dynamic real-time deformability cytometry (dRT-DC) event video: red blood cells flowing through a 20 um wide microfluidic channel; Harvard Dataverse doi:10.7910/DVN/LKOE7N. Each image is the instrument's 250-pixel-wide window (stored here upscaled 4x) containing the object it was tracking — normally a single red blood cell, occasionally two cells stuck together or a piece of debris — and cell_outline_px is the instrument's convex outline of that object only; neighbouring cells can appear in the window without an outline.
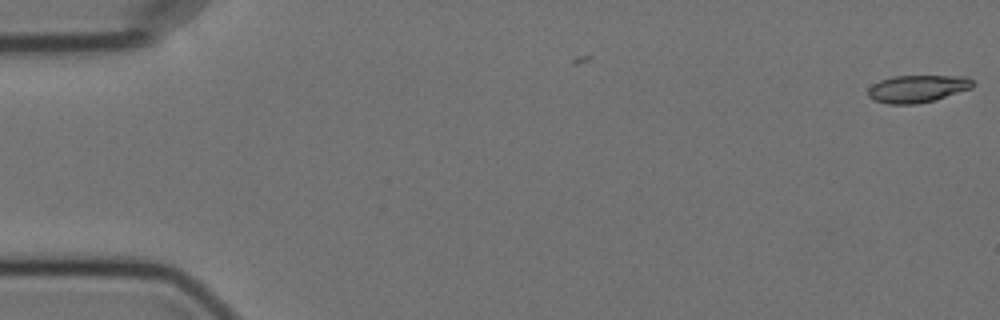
{"species": "Egyptian fruit bat (a non-hibernating species)", "species_latin": "Rousettus aegyptiacus", "temperature_condition": "cold", "stored_images_in_passage": 5, "camera_frame_rate_fps": 3000, "um_per_image_px": 0.085, "animal": {"sex": "female"}, "frame": {"image": 1, "passage_image": 5, "time_ms": 1.333, "image_size_px": [1000, 320], "cell_outline_px": [[976, 84], [972, 88], [932, 100], [916, 104], [888, 104], [872, 100], [868, 96], [868, 88], [872, 84], [880, 80], [892, 76], [968, 76]], "centroid_in_image_um": [77.96, 7.53], "position_along_channel_um": 7.0, "area_um2": 16.76}}